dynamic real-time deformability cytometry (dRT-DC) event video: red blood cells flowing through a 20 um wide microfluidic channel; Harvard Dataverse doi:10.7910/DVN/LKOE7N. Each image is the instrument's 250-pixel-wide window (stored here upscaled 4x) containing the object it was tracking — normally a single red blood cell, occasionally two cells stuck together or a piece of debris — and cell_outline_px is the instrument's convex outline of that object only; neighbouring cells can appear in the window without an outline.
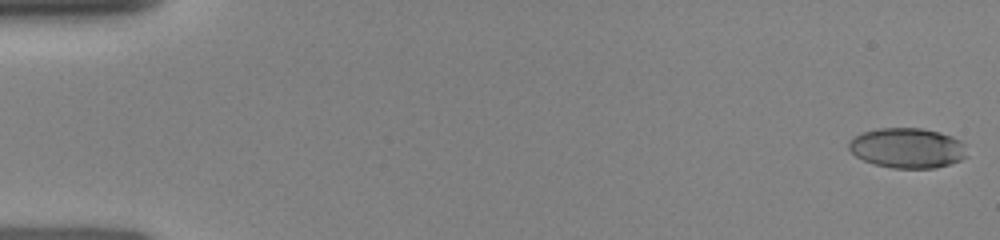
{"species": "human", "species_latin": "Homo sapiens", "temperature_condition": "room temperature", "stored_images_in_passage": 13, "camera_frame_rate_fps": 3000, "um_per_image_px": 0.085, "donor": {"sex": "female"}, "frame": {"image": 1, "passage_image": 1, "time_ms": 0.0, "image_size_px": [1000, 240], "cell_outline_px": [[968, 156], [960, 160], [936, 168], [892, 168], [876, 164], [864, 160], [856, 156], [848, 148], [848, 144], [860, 132], [876, 128], [920, 128], [940, 132], [952, 136], [960, 140], [964, 144]], "centroid_in_image_um": [77.14, 12.57], "position_along_channel_um": 7.9, "area_um2": 27.63}}
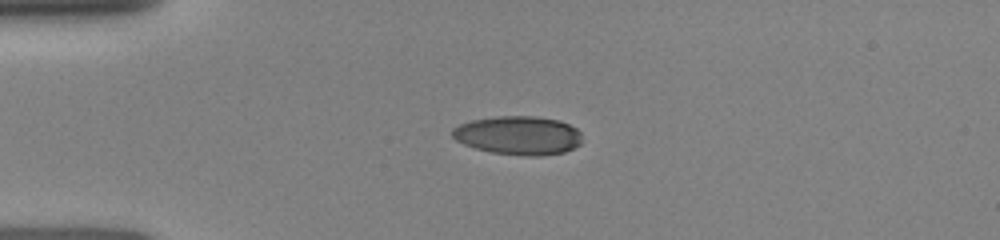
{"frame": {"image": 2, "passage_image": 8, "time_ms": 3.667, "image_size_px": [1000, 240], "cell_outline_px": [[580, 144], [564, 152], [540, 156], [524, 156], [492, 152], [476, 148], [464, 144], [456, 140], [452, 136], [452, 128], [460, 124], [472, 120], [496, 116], [536, 116], [560, 120], [576, 128], [580, 132]], "centroid_in_image_um": [44.05, 11.5], "position_along_channel_um": 40.9, "area_um2": 29.25}}